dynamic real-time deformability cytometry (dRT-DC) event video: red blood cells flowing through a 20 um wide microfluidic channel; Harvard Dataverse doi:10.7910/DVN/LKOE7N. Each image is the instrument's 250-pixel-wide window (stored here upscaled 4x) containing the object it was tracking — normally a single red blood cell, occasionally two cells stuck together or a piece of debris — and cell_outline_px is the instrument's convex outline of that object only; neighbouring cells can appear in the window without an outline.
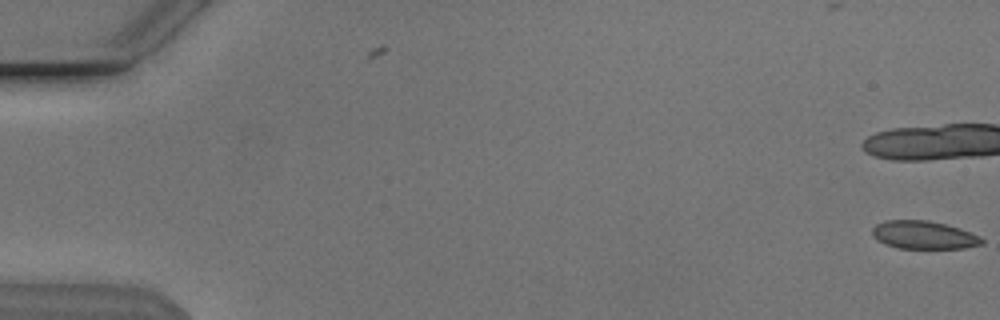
{"species": "Egyptian fruit bat (a non-hibernating species)", "species_latin": "Rousettus aegyptiacus", "temperature_condition": "cold", "stored_images_in_passage": 12, "camera_frame_rate_fps": 3000, "um_per_image_px": 0.085, "animal": {"sex": "male"}, "frame": {"image": 1, "passage_image": 1, "time_ms": 0.0, "image_size_px": [1000, 320], "cell_outline_px": [[984, 244], [964, 248], [896, 248], [884, 244], [876, 240], [872, 236], [872, 228], [876, 224], [884, 220], [928, 220], [960, 228], [980, 236], [984, 240]], "centroid_in_image_um": [78.49, 19.97], "position_along_channel_um": 6.5, "area_um2": 18.09}}